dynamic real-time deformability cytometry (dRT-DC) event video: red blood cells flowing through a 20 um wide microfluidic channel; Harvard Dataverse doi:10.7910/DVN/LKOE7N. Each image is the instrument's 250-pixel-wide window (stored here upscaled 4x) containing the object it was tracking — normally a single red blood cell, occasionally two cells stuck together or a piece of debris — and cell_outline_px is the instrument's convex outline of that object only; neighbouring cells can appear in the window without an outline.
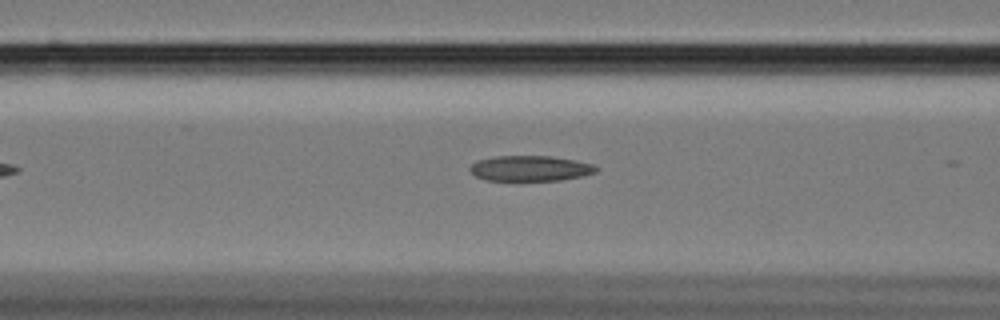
{"species": "Egyptian fruit bat (a non-hibernating species)", "species_latin": "Rousettus aegyptiacus", "temperature_condition": "cold", "stored_images_in_passage": 19, "camera_frame_rate_fps": 3000, "um_per_image_px": 0.085, "animal": {"sex": "female"}, "frame": {"image": 1, "passage_image": 7, "time_ms": 2.0, "image_size_px": [1000, 320], "cell_outline_px": [[596, 172], [584, 176], [560, 180], [484, 180], [476, 176], [468, 168], [476, 160], [496, 156], [552, 156], [592, 164], [596, 168]], "centroid_in_image_um": [45.03, 14.31], "position_along_channel_um": 121.6, "area_um2": 18.55}}
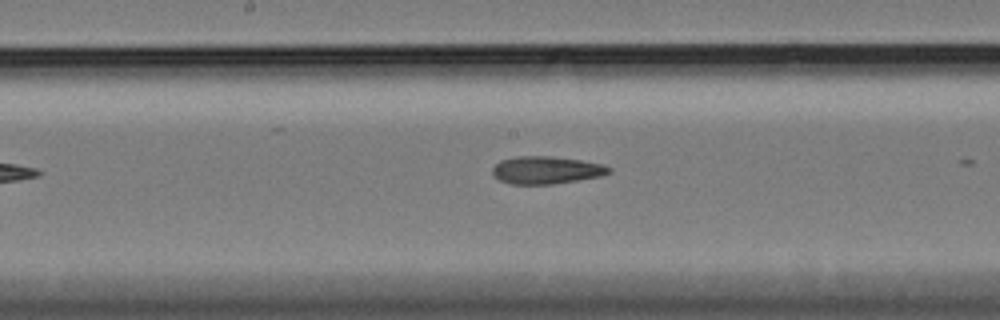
{"frame": {"image": 2, "passage_image": 14, "time_ms": 4.333, "image_size_px": [1000, 320], "cell_outline_px": [[612, 172], [600, 176], [552, 184], [512, 184], [500, 180], [492, 176], [492, 168], [500, 160], [516, 156], [552, 156], [580, 160], [600, 164], [612, 168]], "centroid_in_image_um": [46.4, 14.45], "position_along_channel_um": 201.8, "area_um2": 18.67}}
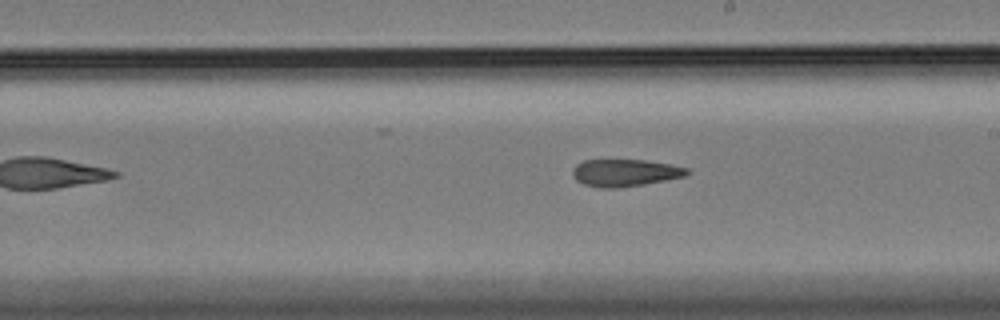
{"frame": {"image": 3, "passage_image": 17, "time_ms": 5.333, "image_size_px": [1000, 320], "cell_outline_px": [[692, 172], [684, 176], [644, 184], [616, 188], [600, 188], [584, 184], [576, 180], [572, 176], [572, 168], [576, 164], [584, 160], [644, 160], [668, 164], [688, 168]], "centroid_in_image_um": [53.09, 14.68], "position_along_channel_um": 235.9, "area_um2": 18.09}}